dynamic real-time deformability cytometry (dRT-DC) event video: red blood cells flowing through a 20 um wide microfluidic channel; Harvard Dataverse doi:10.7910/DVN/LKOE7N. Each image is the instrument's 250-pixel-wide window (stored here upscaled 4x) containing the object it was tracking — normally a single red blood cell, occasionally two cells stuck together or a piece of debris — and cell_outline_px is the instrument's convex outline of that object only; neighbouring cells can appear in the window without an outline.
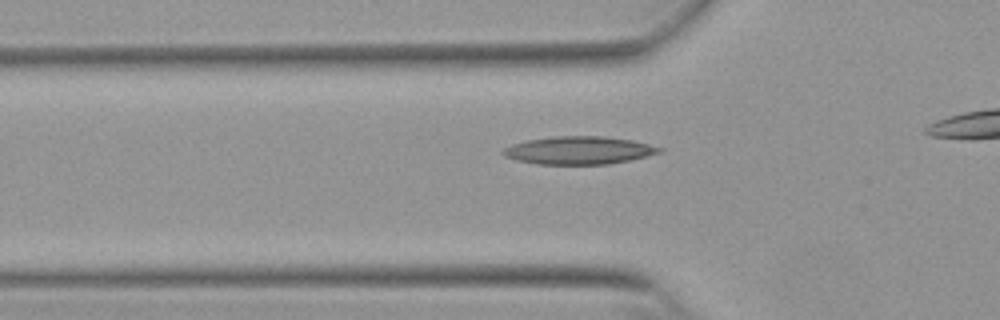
{"species": "Egyptian fruit bat (a non-hibernating species)", "species_latin": "Rousettus aegyptiacus", "temperature_condition": "warm", "stored_images_in_passage": 35, "camera_frame_rate_fps": 3000, "um_per_image_px": 0.085, "animal": {"sex": "female"}, "frame": {"image": 1, "passage_image": 10, "time_ms": 3.0, "image_size_px": [1000, 320], "cell_outline_px": [[664, 148], [660, 152], [628, 160], [608, 164], [536, 164], [516, 160], [504, 156], [500, 152], [504, 148], [512, 144], [524, 140], [552, 136], [604, 136], [632, 140]], "centroid_in_image_um": [49.13, 12.77], "position_along_channel_um": 76.7, "area_um2": 25.37}}
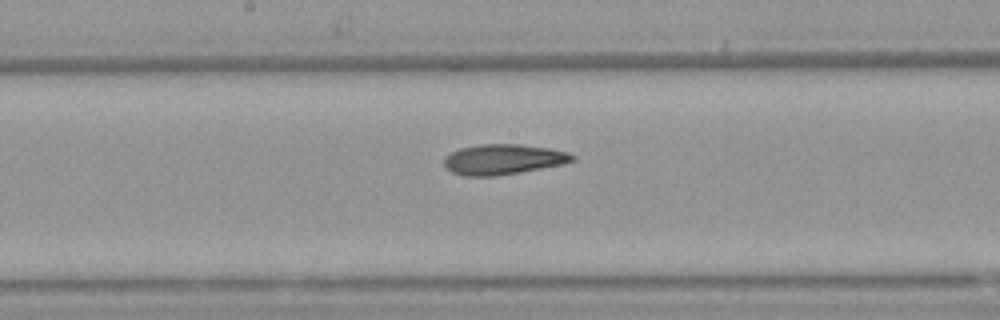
{"frame": {"image": 2, "passage_image": 20, "time_ms": 6.333, "image_size_px": [1000, 320], "cell_outline_px": [[576, 160], [564, 164], [520, 172], [496, 176], [464, 176], [452, 172], [444, 168], [444, 156], [460, 148], [480, 144], [520, 144], [548, 148], [568, 152], [576, 156]], "centroid_in_image_um": [42.77, 13.55], "position_along_channel_um": 205.4, "area_um2": 22.83}}
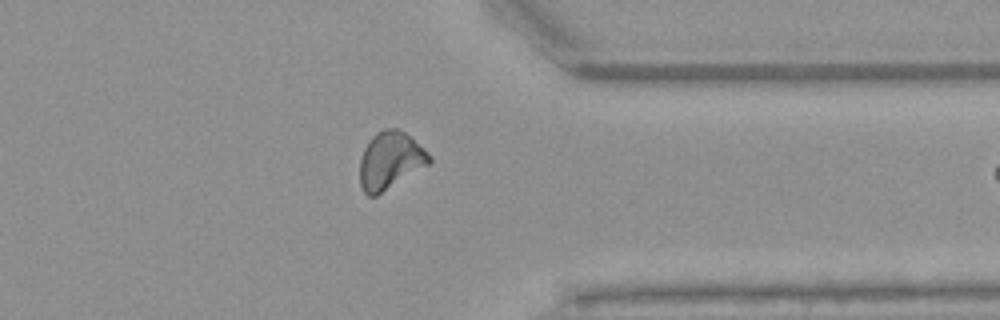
{"frame": {"image": 3, "passage_image": 34, "time_ms": 11.0, "image_size_px": [1000, 320], "cell_outline_px": [[432, 164], [376, 196], [368, 196], [364, 192], [360, 184], [360, 156], [368, 140], [376, 132], [384, 128], [396, 128], [412, 136], [432, 156]], "centroid_in_image_um": [33.2, 13.63], "position_along_channel_um": 378.2, "area_um2": 23.81}}